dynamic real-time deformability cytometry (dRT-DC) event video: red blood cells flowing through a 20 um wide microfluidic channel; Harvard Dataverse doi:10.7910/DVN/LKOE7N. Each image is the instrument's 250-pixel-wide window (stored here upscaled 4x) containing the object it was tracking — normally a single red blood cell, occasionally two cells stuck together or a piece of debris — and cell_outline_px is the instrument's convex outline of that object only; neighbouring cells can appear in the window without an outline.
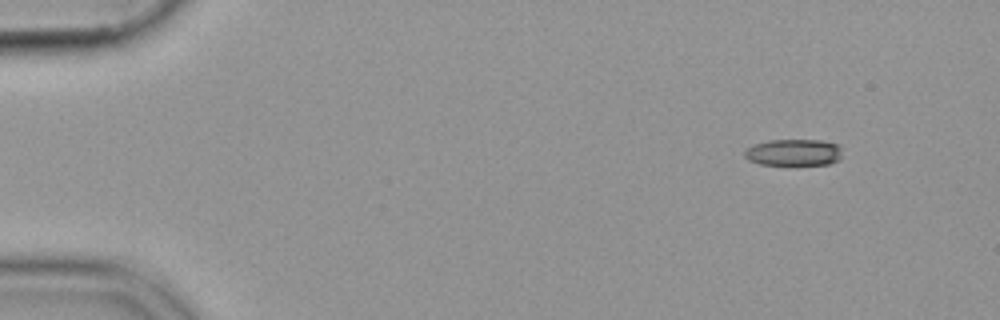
{"species": "common noctule bat (a hibernating species)", "species_latin": "Nyctalus noctula", "temperature_condition": "cold", "stored_images_in_passage": 51, "camera_frame_rate_fps": 3000, "um_per_image_px": 0.085, "animal": {"sex": "female", "body_mass_g": 19.9}, "frame": {"image": 1, "passage_image": 1, "time_ms": 0.0, "image_size_px": [1000, 320], "cell_outline_px": [[840, 160], [828, 164], [760, 164], [748, 160], [744, 156], [744, 152], [752, 144], [768, 140], [820, 140], [840, 144]], "centroid_in_image_um": [67.45, 12.94], "position_along_channel_um": 17.5, "area_um2": 15.14}}
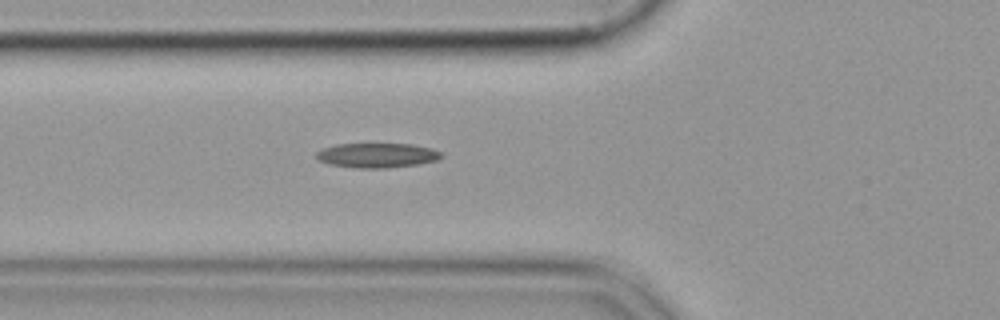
{"frame": {"image": 2, "passage_image": 16, "time_ms": 5.0, "image_size_px": [1000, 320], "cell_outline_px": [[444, 156], [436, 160], [416, 164], [388, 168], [356, 168], [328, 164], [320, 160], [316, 156], [316, 152], [324, 148], [336, 144], [412, 144], [432, 148], [440, 152]], "centroid_in_image_um": [32.05, 13.2], "position_along_channel_um": 93.7, "area_um2": 17.86}}
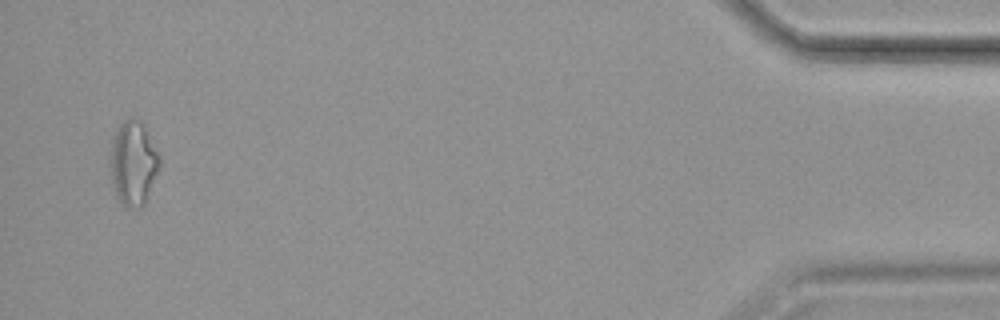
{"frame": {"image": 3, "passage_image": 49, "time_ms": 16.0, "image_size_px": [1000, 320], "cell_outline_px": [[160, 164], [144, 204], [140, 208], [128, 208], [116, 196], [112, 184], [112, 144], [116, 132], [120, 124], [124, 120], [132, 116], [140, 120], [160, 156]], "centroid_in_image_um": [11.34, 13.87], "position_along_channel_um": 423.9, "area_um2": 23.47}}